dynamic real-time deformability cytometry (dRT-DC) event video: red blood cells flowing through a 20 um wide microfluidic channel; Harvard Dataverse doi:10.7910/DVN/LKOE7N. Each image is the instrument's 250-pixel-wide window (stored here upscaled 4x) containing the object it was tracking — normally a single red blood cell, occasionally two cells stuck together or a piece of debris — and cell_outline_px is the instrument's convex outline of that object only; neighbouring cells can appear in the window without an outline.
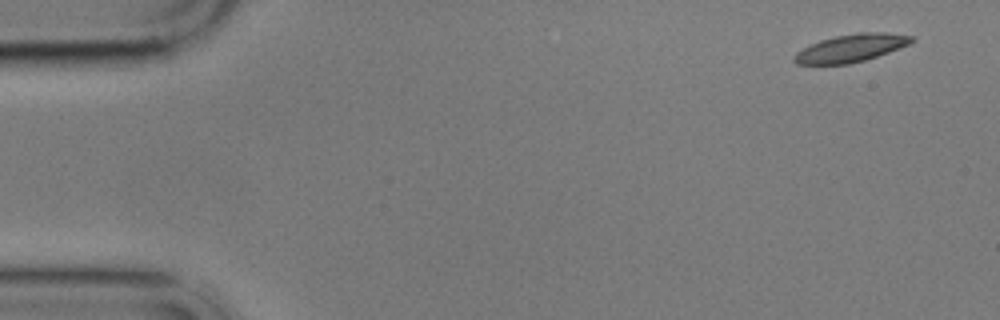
{"species": "common noctule bat (a hibernating species)", "species_latin": "Nyctalus noctula", "temperature_condition": "cold", "stored_images_in_passage": 5, "camera_frame_rate_fps": 3000, "um_per_image_px": 0.085, "animal": {"sex": "male", "body_mass_g": 17.9}, "frame": {"image": 1, "passage_image": 1, "time_ms": 0.0, "image_size_px": [1000, 320], "cell_outline_px": [[916, 40], [908, 44], [888, 52], [864, 60], [848, 64], [796, 64], [792, 60], [792, 56], [796, 52], [820, 40], [836, 36], [856, 32], [884, 32], [916, 36]], "centroid_in_image_um": [72.34, 4.08], "position_along_channel_um": 12.7, "area_um2": 18.9}}